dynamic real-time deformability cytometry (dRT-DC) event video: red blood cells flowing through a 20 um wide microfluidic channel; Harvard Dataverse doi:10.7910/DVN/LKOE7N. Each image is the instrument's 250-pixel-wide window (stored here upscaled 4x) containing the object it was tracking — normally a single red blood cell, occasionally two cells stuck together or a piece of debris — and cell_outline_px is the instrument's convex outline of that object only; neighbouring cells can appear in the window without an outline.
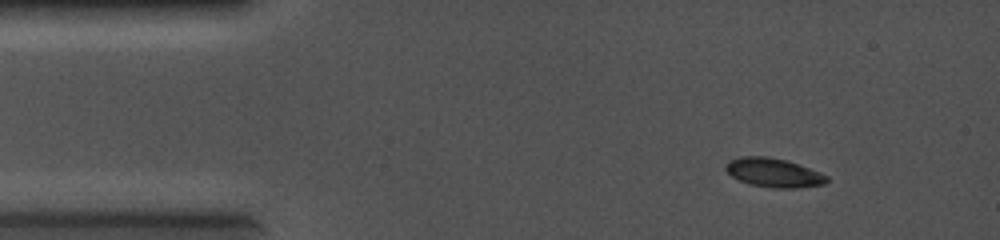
{"species": "common noctule bat (a hibernating species)", "species_latin": "Nyctalus noctula", "temperature_condition": "cold", "stored_images_in_passage": 60, "camera_frame_rate_fps": 5000, "um_per_image_px": 0.085, "animal": {"sex": "female", "body_mass_g": 19.0, "forearm_length_mm": 56.7}, "frame": {"image": 1, "passage_image": 1, "time_ms": 0.0, "image_size_px": [1000, 240], "cell_outline_px": [[828, 180], [824, 184], [796, 188], [772, 188], [748, 184], [732, 176], [724, 168], [724, 164], [728, 160], [740, 156], [764, 156], [788, 160], [820, 172], [828, 176]], "centroid_in_image_um": [65.74, 14.67], "position_along_channel_um": 19.3, "area_um2": 17.22}}
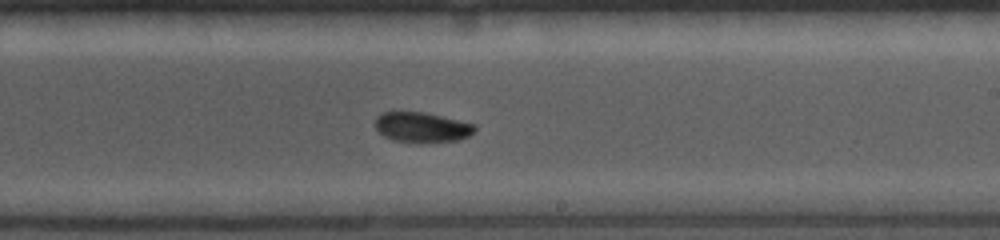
{"frame": {"image": 2, "passage_image": 33, "time_ms": 6.4, "image_size_px": [1000, 240], "cell_outline_px": [[476, 128], [468, 136], [460, 140], [396, 140], [384, 136], [376, 128], [376, 116], [384, 112], [424, 112], [476, 124]], "centroid_in_image_um": [35.87, 10.77], "position_along_channel_um": 253.1, "area_um2": 16.65}}
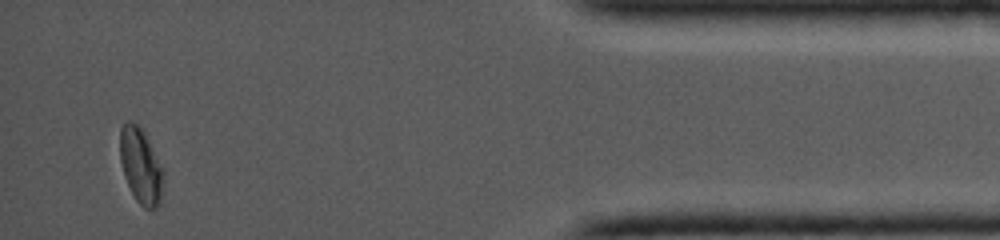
{"frame": {"image": 3, "passage_image": 56, "time_ms": 11.0, "image_size_px": [1000, 240], "cell_outline_px": [[164, 172], [160, 204], [156, 208], [144, 208], [136, 200], [124, 176], [120, 160], [120, 128], [128, 120], [144, 128]], "centroid_in_image_um": [11.97, 14.06], "position_along_channel_um": 423.2, "area_um2": 19.19}}